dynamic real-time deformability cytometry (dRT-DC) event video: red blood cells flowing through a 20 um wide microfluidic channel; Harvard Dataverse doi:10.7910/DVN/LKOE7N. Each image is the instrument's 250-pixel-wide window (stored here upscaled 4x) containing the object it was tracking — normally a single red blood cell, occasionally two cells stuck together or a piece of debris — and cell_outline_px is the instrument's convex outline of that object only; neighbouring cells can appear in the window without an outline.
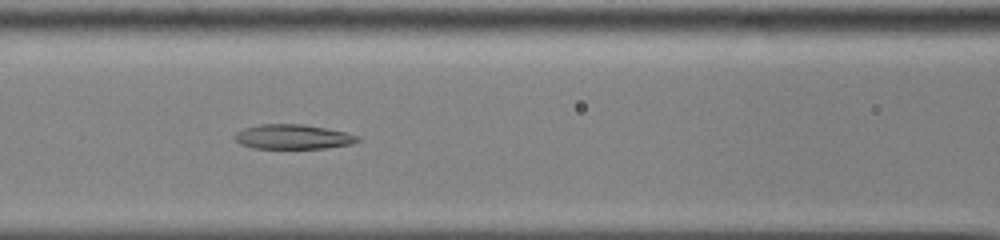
{"species": "common noctule bat (a hibernating species)", "species_latin": "Nyctalus noctula", "temperature_condition": "cold", "stored_images_in_passage": 42, "camera_frame_rate_fps": 3000, "um_per_image_px": 0.085, "animal": {"sex": "male", "body_mass_g": 13.0, "forearm_length_mm": 53.1}, "frame": {"image": 1, "passage_image": 13, "time_ms": 4.0, "image_size_px": [1000, 240], "cell_outline_px": [[360, 140], [352, 144], [324, 148], [252, 148], [240, 144], [232, 136], [236, 132], [244, 128], [260, 124], [300, 124], [324, 128], [344, 132], [360, 136]], "centroid_in_image_um": [24.87, 11.63], "position_along_channel_um": 141.7, "area_um2": 17.57}}
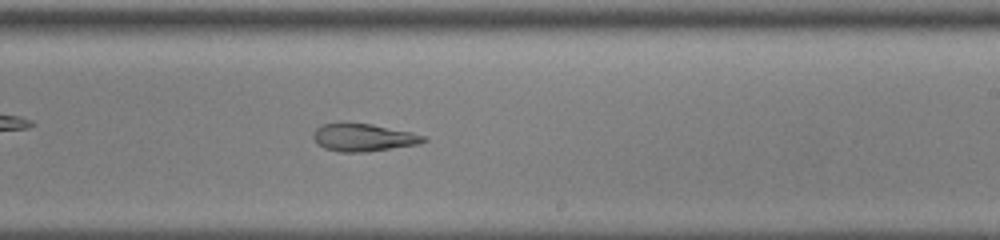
{"frame": {"image": 2, "passage_image": 22, "time_ms": 7.0, "image_size_px": [1000, 240], "cell_outline_px": [[428, 140], [420, 144], [364, 152], [340, 152], [324, 148], [316, 144], [312, 136], [316, 128], [320, 124], [340, 120], [372, 124], [412, 132], [428, 136]], "centroid_in_image_um": [30.85, 11.65], "position_along_channel_um": 258.2, "area_um2": 18.5}}
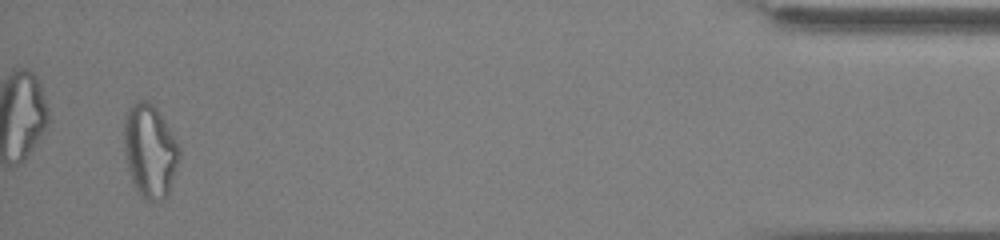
{"frame": {"image": 3, "passage_image": 40, "time_ms": 13.0, "image_size_px": [1000, 240], "cell_outline_px": [[180, 156], [168, 196], [160, 204], [148, 200], [140, 196], [128, 172], [124, 152], [124, 120], [128, 108], [136, 100], [148, 100], [156, 108], [164, 120], [176, 140], [180, 148]], "centroid_in_image_um": [12.74, 12.86], "position_along_channel_um": 422.5, "area_um2": 30.4}, "authors_computed_cell_mechanics": {"area_um2": 20.7502, "velocity_mm_per_s": 3.8897, "shape_relaxation_time_tau1_ms": null, "shape_relaxation_time_tau2_ms": 2.7706, "deformation_change_tau1": null, "deformation_change_tau2": 0.1236}}